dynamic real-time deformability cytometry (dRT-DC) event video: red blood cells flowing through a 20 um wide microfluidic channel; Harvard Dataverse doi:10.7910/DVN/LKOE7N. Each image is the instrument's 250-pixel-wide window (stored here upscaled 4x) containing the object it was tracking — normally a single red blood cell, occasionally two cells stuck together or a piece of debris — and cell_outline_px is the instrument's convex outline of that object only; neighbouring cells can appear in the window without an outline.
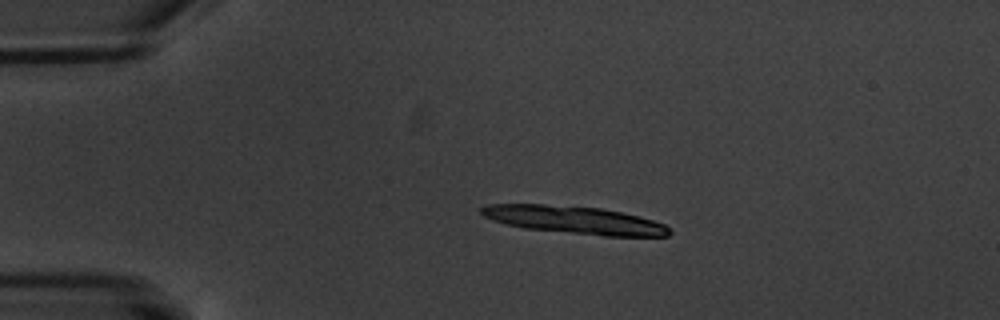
{"species": "common noctule bat (a hibernating species)", "species_latin": "Nyctalus noctula", "temperature_condition": "warm", "stored_images_in_passage": 10, "camera_frame_rate_fps": 3000, "um_per_image_px": 0.085, "animal": {"sex": "male", "body_mass_g": 20.1, "forearm_length_mm": 53.5}, "frame": {"image": 1, "passage_image": 2, "time_ms": 2.0, "image_size_px": [1000, 320], "cell_outline_px": [[672, 232], [668, 236], [604, 236], [524, 228], [508, 224], [484, 216], [480, 212], [480, 208], [488, 204], [544, 204], [600, 208], [620, 212], [652, 220], [664, 224], [672, 228]], "centroid_in_image_um": [48.87, 18.7], "position_along_channel_um": 36.1, "area_um2": 30.06}}